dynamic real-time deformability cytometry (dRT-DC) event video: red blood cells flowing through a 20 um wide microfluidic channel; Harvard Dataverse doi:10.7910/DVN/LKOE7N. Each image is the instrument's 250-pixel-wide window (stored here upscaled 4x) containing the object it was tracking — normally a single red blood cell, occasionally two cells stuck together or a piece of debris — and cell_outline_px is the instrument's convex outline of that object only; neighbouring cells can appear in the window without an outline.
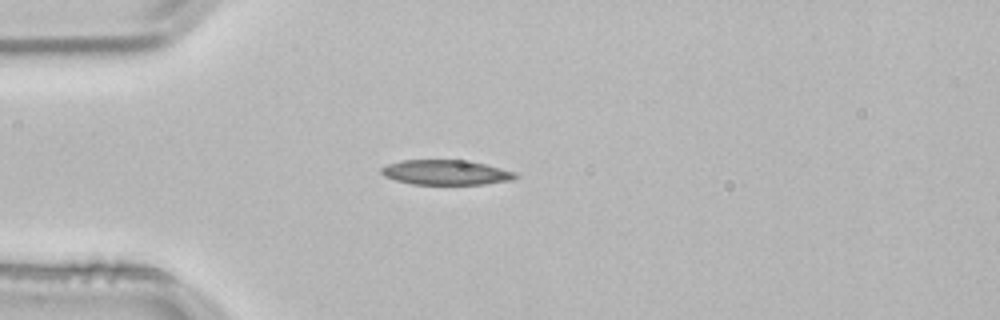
{"species": "common noctule bat (a hibernating species)", "species_latin": "Nyctalus noctula", "temperature_condition": "room temperature", "stored_images_in_passage": 2, "camera_frame_rate_fps": 3000, "um_per_image_px": 0.085, "animal": {"sex": "male", "body_mass_g": 21.5, "forearm_length_mm": 52.0}, "frame": {"image": 1, "passage_image": 2, "time_ms": 0.333, "image_size_px": [1000, 320], "cell_outline_px": [[520, 176], [512, 180], [484, 184], [412, 184], [396, 180], [384, 176], [380, 172], [380, 168], [388, 164], [400, 160], [460, 160], [484, 164], [516, 172]], "centroid_in_image_um": [37.89, 14.66], "position_along_channel_um": 47.1, "area_um2": 19.36}}